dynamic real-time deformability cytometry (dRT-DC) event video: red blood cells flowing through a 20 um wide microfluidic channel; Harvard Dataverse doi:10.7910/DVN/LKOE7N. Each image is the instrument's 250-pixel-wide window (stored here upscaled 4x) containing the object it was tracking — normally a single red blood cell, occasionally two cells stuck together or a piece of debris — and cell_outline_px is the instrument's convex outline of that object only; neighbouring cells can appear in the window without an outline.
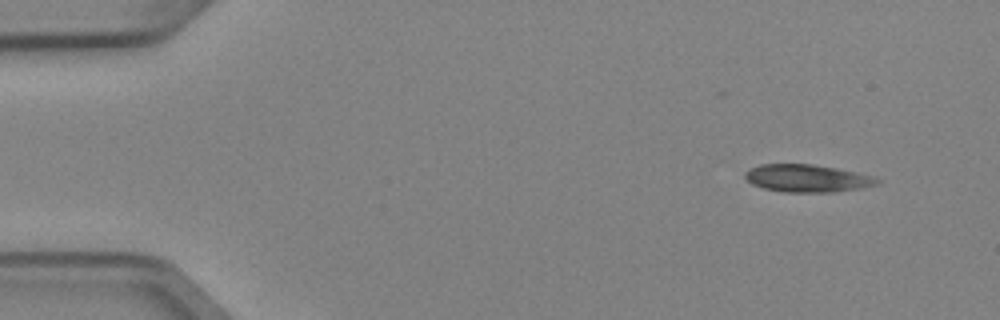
{"species": "Egyptian fruit bat (a non-hibernating species)", "species_latin": "Rousettus aegyptiacus", "temperature_condition": "cold", "stored_images_in_passage": 3, "camera_frame_rate_fps": 3000, "um_per_image_px": 0.085, "animal": {"sex": "female"}, "frame": {"image": 1, "passage_image": 1, "time_ms": 0.0, "image_size_px": [1000, 320], "cell_outline_px": [[880, 184], [864, 188], [832, 192], [784, 192], [764, 188], [752, 184], [744, 176], [744, 172], [748, 168], [760, 164], [812, 164], [836, 168], [856, 172], [872, 176], [880, 180]], "centroid_in_image_um": [68.61, 15.15], "position_along_channel_um": 16.4, "area_um2": 21.33}}